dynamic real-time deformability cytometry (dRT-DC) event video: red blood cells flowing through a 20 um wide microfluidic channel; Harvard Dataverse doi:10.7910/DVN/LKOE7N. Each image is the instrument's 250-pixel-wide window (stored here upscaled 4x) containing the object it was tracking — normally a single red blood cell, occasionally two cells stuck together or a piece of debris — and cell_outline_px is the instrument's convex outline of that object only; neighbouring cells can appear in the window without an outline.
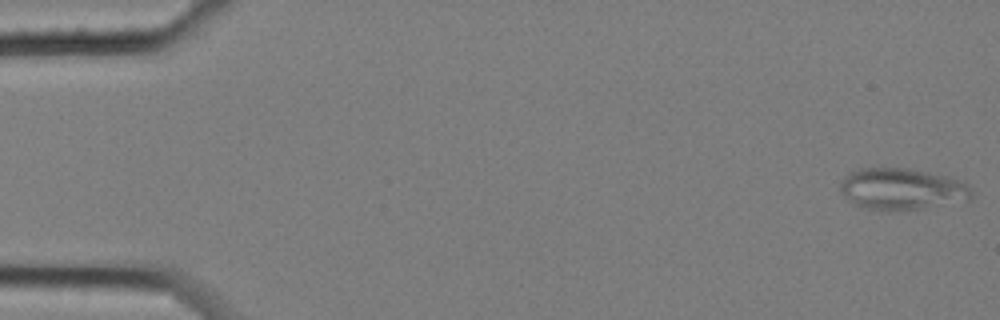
{"species": "common noctule bat (a hibernating species)", "species_latin": "Nyctalus noctula", "temperature_condition": "cold", "stored_images_in_passage": 58, "segment_of_instrument_passage": [1, 2], "camera_frame_rate_fps": 3000, "um_per_image_px": 0.085, "animal": {"sex": "female", "body_mass_g": 25.1}, "frame": {"image": 1, "passage_image": 1, "time_ms": 0.0, "image_size_px": [1000, 320], "cell_outline_px": [[972, 196], [968, 200], [924, 208], [868, 208], [856, 204], [840, 192], [840, 180], [848, 172], [860, 168], [908, 168], [948, 176], [960, 180], [968, 184], [972, 192]], "centroid_in_image_um": [76.68, 16.02], "position_along_channel_um": 8.3, "area_um2": 31.21}}